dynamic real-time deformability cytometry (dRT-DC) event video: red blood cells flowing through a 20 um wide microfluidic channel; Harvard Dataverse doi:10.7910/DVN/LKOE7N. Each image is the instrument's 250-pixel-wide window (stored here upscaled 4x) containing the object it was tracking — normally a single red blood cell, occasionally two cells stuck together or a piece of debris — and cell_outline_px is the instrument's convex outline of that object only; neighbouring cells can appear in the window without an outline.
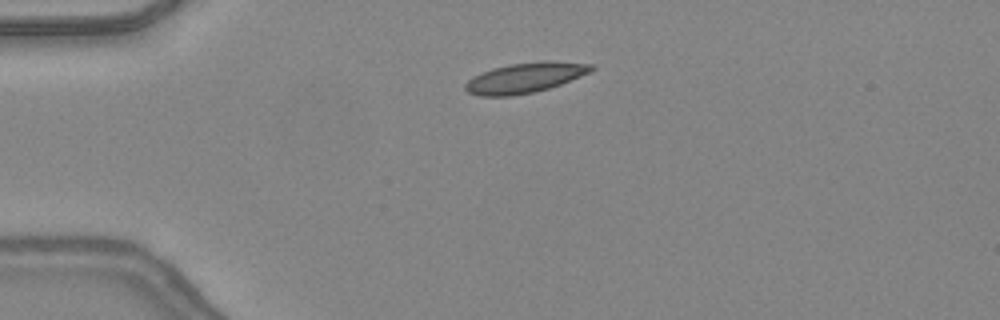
{"species": "common noctule bat (a hibernating species)", "species_latin": "Nyctalus noctula", "temperature_condition": "warm", "stored_images_in_passage": 41, "camera_frame_rate_fps": 3000, "um_per_image_px": 0.085, "animal": {"sex": "female", "body_mass_g": 24.6, "forearm_length_mm": 56.2}, "frame": {"image": 1, "passage_image": 5, "time_ms": 1.333, "image_size_px": [1000, 320], "cell_outline_px": [[596, 68], [580, 76], [560, 84], [548, 88], [532, 92], [512, 96], [480, 96], [468, 92], [464, 88], [464, 84], [468, 80], [484, 72], [508, 64], [544, 60], [552, 60], [592, 64]], "centroid_in_image_um": [44.64, 6.6], "position_along_channel_um": 40.4, "area_um2": 21.91}}
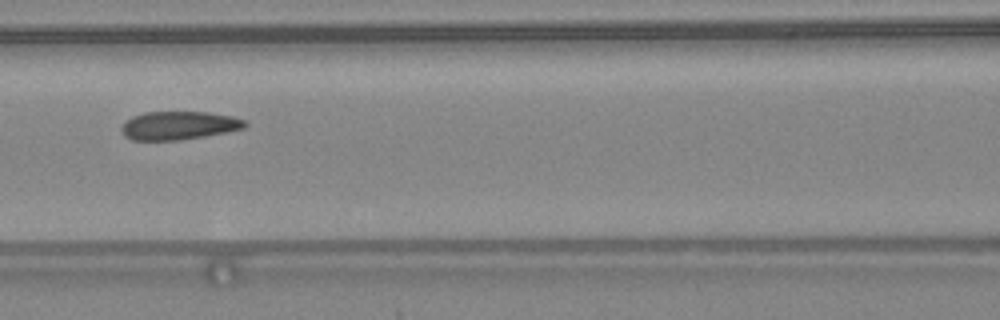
{"frame": {"image": 2, "passage_image": 15, "time_ms": 4.667, "image_size_px": [1000, 320], "cell_outline_px": [[248, 124], [244, 128], [204, 136], [180, 140], [132, 140], [124, 136], [120, 128], [132, 116], [144, 112], [208, 112], [232, 116], [244, 120]], "centroid_in_image_um": [15.18, 10.66], "position_along_channel_um": 151.4, "area_um2": 20.29}}
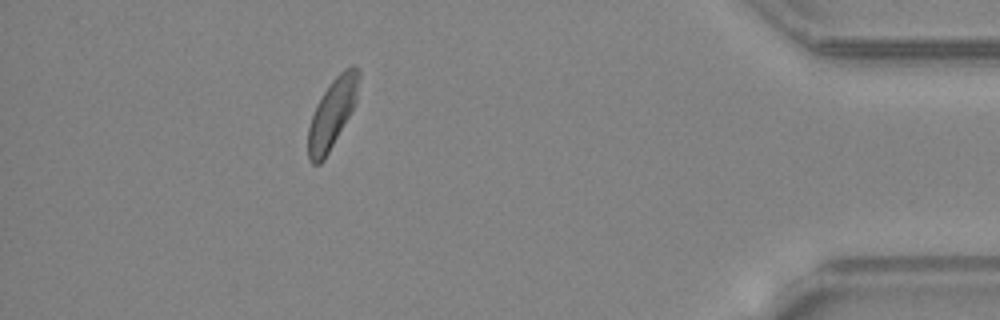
{"frame": {"image": 3, "passage_image": 36, "time_ms": 11.667, "image_size_px": [1000, 320], "cell_outline_px": [[360, 76], [356, 104], [324, 160], [320, 164], [312, 164], [308, 160], [308, 128], [316, 104], [332, 80], [344, 68], [352, 64], [360, 72]], "centroid_in_image_um": [28.25, 9.63], "position_along_channel_um": 407.0, "area_um2": 20.46}, "authors_computed_cell_mechanics": {"area_um2": 20.9236, "velocity_mm_per_s": 4.3559, "shape_relaxation_time_tau1_ms": 3.0406, "shape_relaxation_time_tau2_ms": 1.3427, "deformation_change_tau1": 0.1307, "deformation_change_tau2": 0.0847}}